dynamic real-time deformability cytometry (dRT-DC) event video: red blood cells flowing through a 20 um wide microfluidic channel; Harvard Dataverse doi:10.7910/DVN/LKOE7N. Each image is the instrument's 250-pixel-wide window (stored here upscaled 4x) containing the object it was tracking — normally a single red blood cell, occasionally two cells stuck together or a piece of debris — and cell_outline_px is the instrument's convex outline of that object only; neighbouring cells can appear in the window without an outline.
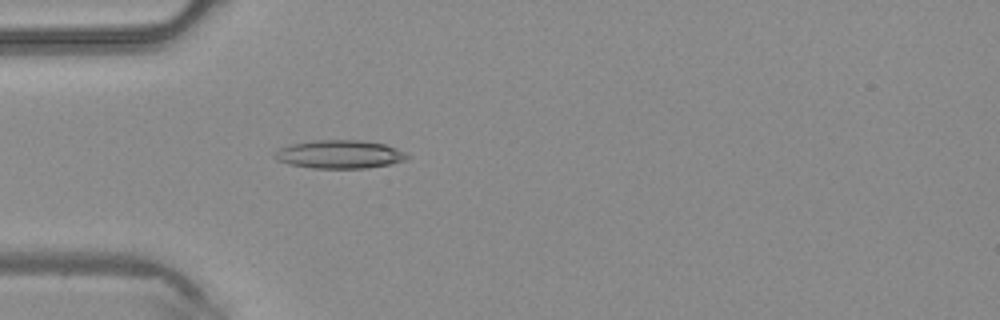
{"species": "common noctule bat (a hibernating species)", "species_latin": "Nyctalus noctula", "temperature_condition": "warm", "stored_images_in_passage": 2, "camera_frame_rate_fps": 3000, "um_per_image_px": 0.085, "animal": {"sex": "male", "body_mass_g": 20.4}, "frame": {"image": 1, "passage_image": 2, "time_ms": 0.333, "image_size_px": [1000, 320], "cell_outline_px": [[412, 156], [404, 160], [388, 164], [368, 168], [312, 168], [288, 164], [276, 160], [272, 156], [280, 148], [292, 144], [312, 140], [360, 140], [384, 144], [396, 148]], "centroid_in_image_um": [28.85, 13.12], "position_along_channel_um": 56.2, "area_um2": 21.85}}